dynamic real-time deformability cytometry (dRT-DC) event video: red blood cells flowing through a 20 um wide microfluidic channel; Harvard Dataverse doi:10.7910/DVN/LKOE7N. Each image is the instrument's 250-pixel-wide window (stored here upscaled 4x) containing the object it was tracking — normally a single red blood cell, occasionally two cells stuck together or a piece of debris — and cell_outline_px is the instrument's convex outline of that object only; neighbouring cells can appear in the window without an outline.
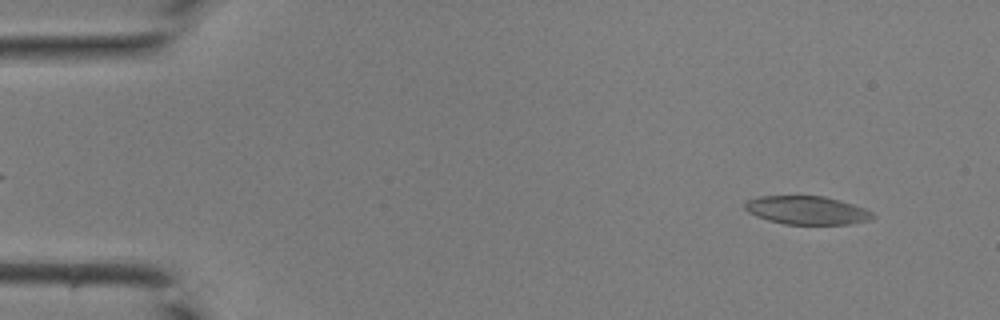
{"species": "common noctule bat (a hibernating species)", "species_latin": "Nyctalus noctula", "temperature_condition": "room temperature", "stored_images_in_passage": 42, "camera_frame_rate_fps": 3000, "um_per_image_px": 0.085, "animal": {"sex": "male", "body_mass_g": 19.0, "forearm_length_mm": 50.8}, "frame": {"image": 1, "passage_image": 3, "time_ms": 0.667, "image_size_px": [1000, 320], "cell_outline_px": [[876, 216], [872, 220], [852, 224], [784, 224], [768, 220], [756, 216], [748, 212], [744, 208], [744, 200], [760, 196], [824, 196], [840, 200], [864, 208], [872, 212]], "centroid_in_image_um": [68.58, 17.87], "position_along_channel_um": 16.4, "area_um2": 21.33}}
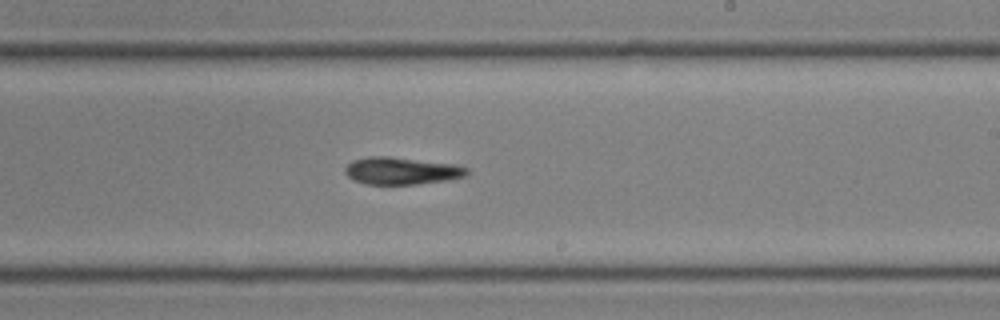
{"frame": {"image": 2, "passage_image": 25, "time_ms": 8.0, "image_size_px": [1000, 320], "cell_outline_px": [[468, 172], [464, 176], [444, 180], [416, 184], [368, 184], [352, 180], [344, 172], [344, 168], [352, 160], [368, 156], [388, 156], [456, 164], [468, 168]], "centroid_in_image_um": [34.08, 14.51], "position_along_channel_um": 254.9, "area_um2": 19.31}}
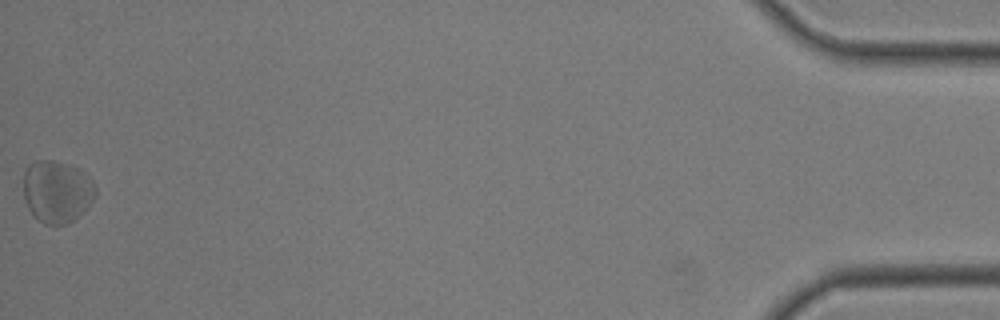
{"frame": {"image": 3, "passage_image": 42, "time_ms": 13.667, "image_size_px": [1000, 320], "cell_outline_px": [[96, 196], [72, 220], [64, 224], [44, 224], [28, 208], [24, 200], [24, 172], [28, 164], [36, 160], [48, 160], [72, 164], [84, 172], [92, 180], [96, 188]], "centroid_in_image_um": [4.82, 16.23], "position_along_channel_um": 430.4, "area_um2": 25.89}}